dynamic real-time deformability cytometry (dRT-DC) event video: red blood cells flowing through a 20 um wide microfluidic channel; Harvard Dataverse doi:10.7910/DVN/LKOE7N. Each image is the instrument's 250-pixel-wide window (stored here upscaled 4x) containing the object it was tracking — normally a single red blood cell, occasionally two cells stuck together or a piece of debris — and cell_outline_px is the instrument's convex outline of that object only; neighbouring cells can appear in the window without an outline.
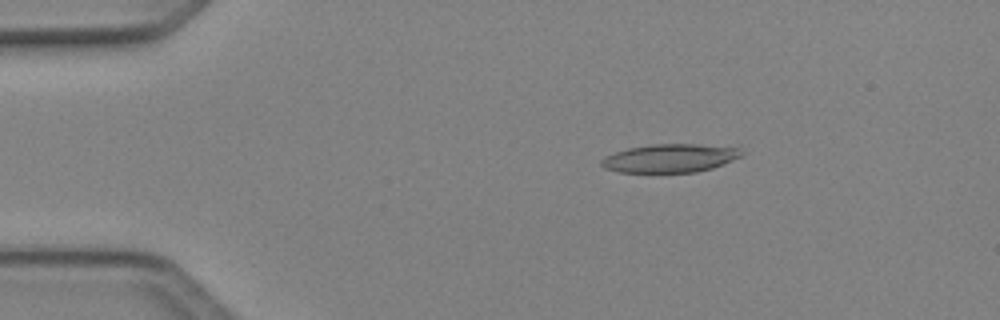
{"species": "Egyptian fruit bat (a non-hibernating species)", "species_latin": "Rousettus aegyptiacus", "temperature_condition": "cold", "stored_images_in_passage": 15, "camera_frame_rate_fps": 3000, "um_per_image_px": 0.085, "animal": {"sex": "female"}, "frame": {"image": 1, "passage_image": 10, "time_ms": 3.0, "image_size_px": [1000, 320], "cell_outline_px": [[744, 152], [740, 156], [724, 164], [712, 168], [696, 172], [620, 172], [604, 168], [600, 164], [600, 160], [604, 156], [628, 148], [652, 144], [700, 144], [740, 148]], "centroid_in_image_um": [56.94, 13.44], "position_along_channel_um": 28.1, "area_um2": 23.18}}